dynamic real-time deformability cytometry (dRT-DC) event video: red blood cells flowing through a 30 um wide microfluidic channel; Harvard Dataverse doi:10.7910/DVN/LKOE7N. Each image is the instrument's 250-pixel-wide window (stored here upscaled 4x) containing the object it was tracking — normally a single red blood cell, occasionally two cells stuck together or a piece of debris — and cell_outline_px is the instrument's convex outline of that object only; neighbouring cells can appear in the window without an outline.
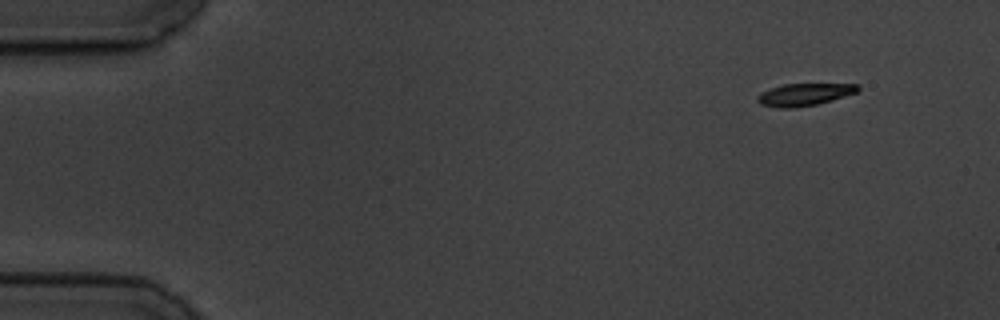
{"species": "common noctule bat (a hibernating species)", "species_latin": "Nyctalus noctula", "temperature_condition": "cold", "stored_images_in_passage": 5, "camera_frame_rate_fps": 3000, "um_per_image_px": 0.085, "animal": {"sex": "male", "body_mass_g": 19.5, "forearm_length_mm": 54.6}, "frame": {"image": 1, "passage_image": 1, "time_ms": 0.0, "image_size_px": [1000, 320], "cell_outline_px": [[860, 88], [856, 92], [844, 96], [816, 104], [796, 108], [780, 108], [760, 104], [756, 100], [756, 96], [760, 92], [784, 84], [860, 84]], "centroid_in_image_um": [68.32, 8.03], "position_along_channel_um": 16.7, "area_um2": 12.95}}
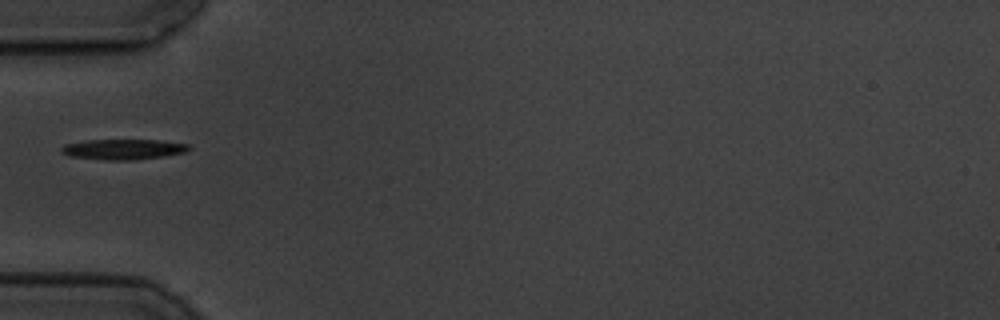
{"frame": {"image": 2, "passage_image": 5, "time_ms": 4.667, "image_size_px": [1000, 320], "cell_outline_px": [[192, 148], [184, 152], [164, 156], [132, 160], [104, 160], [68, 156], [60, 152], [60, 148], [64, 144], [84, 140], [160, 140], [188, 144]], "centroid_in_image_um": [10.43, 12.69], "position_along_channel_um": 74.6, "area_um2": 15.26}}